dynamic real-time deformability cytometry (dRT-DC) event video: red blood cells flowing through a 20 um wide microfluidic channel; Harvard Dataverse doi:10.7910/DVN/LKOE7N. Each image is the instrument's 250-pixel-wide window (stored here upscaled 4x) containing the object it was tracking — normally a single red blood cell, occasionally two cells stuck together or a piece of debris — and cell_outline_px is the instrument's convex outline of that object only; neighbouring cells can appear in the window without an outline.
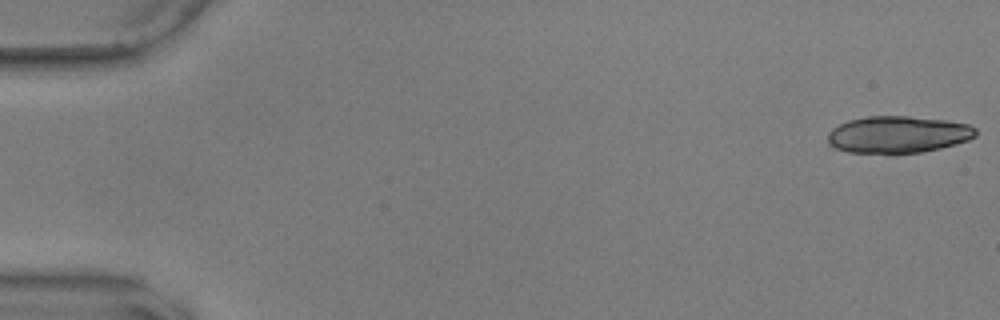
{"species": "common noctule bat (a hibernating species)", "species_latin": "Nyctalus noctula", "temperature_condition": "warm", "stored_images_in_passage": 19, "camera_frame_rate_fps": 3000, "um_per_image_px": 0.085, "animal": {"sex": "male", "body_mass_g": 17.9, "forearm_length_mm": 54.2}, "frame": {"image": 1, "passage_image": 1, "time_ms": 0.0, "image_size_px": [1000, 320], "cell_outline_px": [[976, 136], [968, 140], [956, 144], [940, 148], [920, 152], [896, 156], [888, 156], [848, 152], [832, 148], [828, 144], [828, 132], [832, 128], [848, 120], [868, 116], [908, 116], [948, 120], [968, 124], [976, 128]], "centroid_in_image_um": [76.29, 11.47], "position_along_channel_um": 8.7, "area_um2": 32.95}}